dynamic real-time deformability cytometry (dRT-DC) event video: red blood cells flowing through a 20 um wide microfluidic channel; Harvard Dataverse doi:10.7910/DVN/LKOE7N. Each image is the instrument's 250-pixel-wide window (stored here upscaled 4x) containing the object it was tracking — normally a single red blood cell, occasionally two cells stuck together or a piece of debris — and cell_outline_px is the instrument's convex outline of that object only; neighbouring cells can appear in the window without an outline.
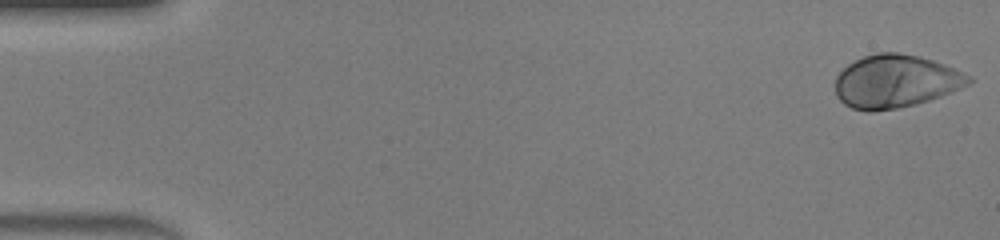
{"species": "human", "species_latin": "Homo sapiens", "temperature_condition": "warm", "stored_images_in_passage": 47, "camera_frame_rate_fps": 3000, "um_per_image_px": 0.085, "donor": {"sex": "male"}, "frame": {"image": 1, "passage_image": 1, "time_ms": 0.0, "image_size_px": [1000, 240], "cell_outline_px": [[972, 80], [968, 84], [940, 96], [916, 104], [896, 108], [872, 112], [868, 112], [852, 108], [844, 104], [836, 96], [836, 76], [848, 64], [864, 56], [876, 52], [900, 52], [920, 56], [932, 60], [972, 76]], "centroid_in_image_um": [76.09, 6.91], "position_along_channel_um": 8.9, "area_um2": 40.98}}
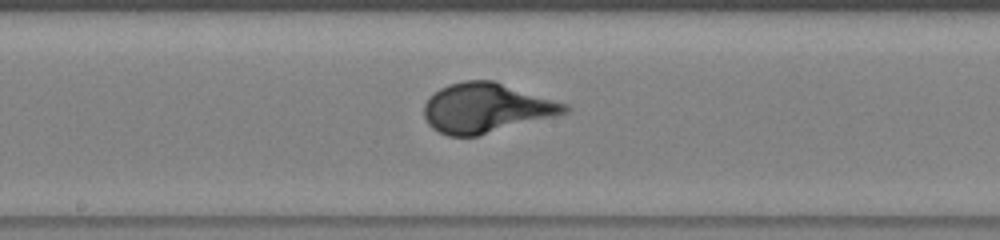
{"frame": {"image": 2, "passage_image": 25, "time_ms": 8.0, "image_size_px": [1000, 240], "cell_outline_px": [[572, 108], [568, 112], [556, 116], [476, 136], [448, 136], [432, 128], [428, 124], [424, 116], [424, 104], [428, 96], [440, 88], [448, 84], [464, 80], [492, 80], [568, 104]], "centroid_in_image_um": [41.31, 9.17], "position_along_channel_um": 206.9, "area_um2": 40.69}}
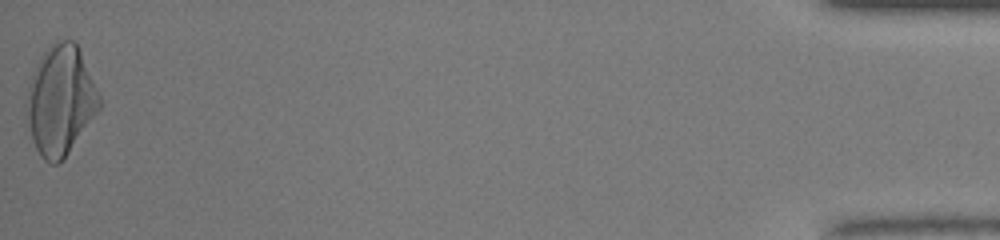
{"frame": {"image": 3, "passage_image": 47, "time_ms": 15.333, "image_size_px": [1000, 240], "cell_outline_px": [[104, 104], [64, 160], [56, 164], [52, 164], [44, 160], [40, 156], [32, 140], [28, 124], [24, 104], [32, 72], [40, 56], [52, 44], [60, 40], [72, 40], [76, 44], [104, 100]], "centroid_in_image_um": [5.16, 8.57], "position_along_channel_um": 430.0, "area_um2": 47.05}}